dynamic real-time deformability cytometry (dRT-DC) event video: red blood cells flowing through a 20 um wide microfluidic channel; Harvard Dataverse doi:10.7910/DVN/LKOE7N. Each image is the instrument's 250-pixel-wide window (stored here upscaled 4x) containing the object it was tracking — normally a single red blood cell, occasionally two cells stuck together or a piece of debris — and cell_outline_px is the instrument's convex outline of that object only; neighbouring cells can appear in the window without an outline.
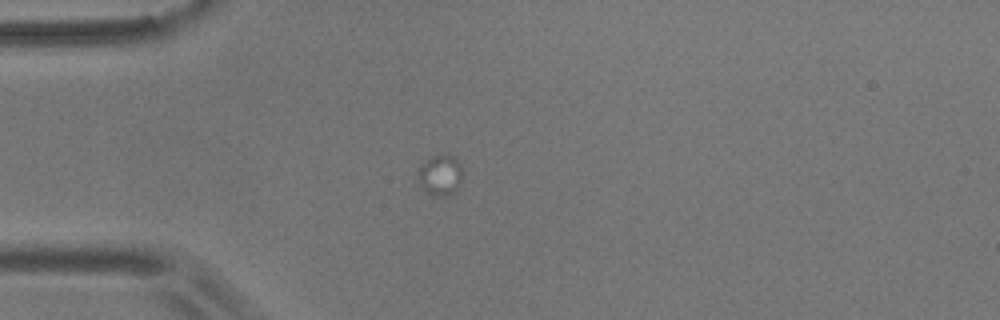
{"species": "common noctule bat (a hibernating species)", "species_latin": "Nyctalus noctula", "temperature_condition": "room temperature", "stored_images_in_passage": 7, "camera_frame_rate_fps": 3000, "um_per_image_px": 0.085, "animal": {"sex": "male", "body_mass_g": 17.9}, "frame": {"image": 1, "passage_image": 1, "time_ms": 0.0, "image_size_px": [1000, 320], "cell_outline_px": [[460, 180], [456, 192], [448, 196], [428, 196], [420, 184], [420, 168], [432, 156], [444, 152], [456, 156], [460, 164]], "centroid_in_image_um": [37.45, 14.89], "position_along_channel_um": 47.5, "area_um2": 10.52}}